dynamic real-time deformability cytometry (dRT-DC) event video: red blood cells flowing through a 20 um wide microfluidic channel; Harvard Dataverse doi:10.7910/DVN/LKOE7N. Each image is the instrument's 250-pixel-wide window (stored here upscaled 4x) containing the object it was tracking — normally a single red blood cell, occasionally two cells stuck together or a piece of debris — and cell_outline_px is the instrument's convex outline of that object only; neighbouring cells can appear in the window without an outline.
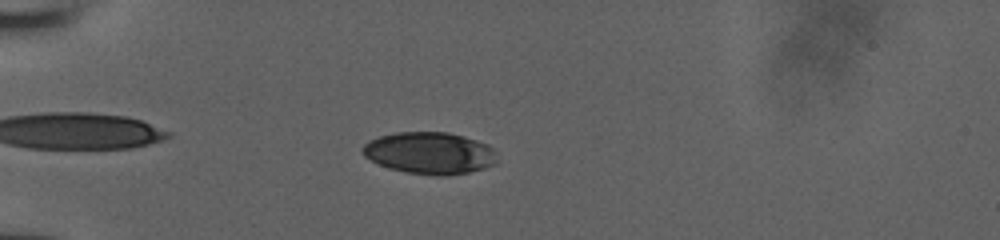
{"species": "human", "species_latin": "Homo sapiens", "temperature_condition": "room temperature", "stored_images_in_passage": 44, "camera_frame_rate_fps": 3000, "um_per_image_px": 0.085, "donor": {"sex": "male"}, "frame": {"image": 1, "passage_image": 8, "time_ms": 2.333, "image_size_px": [1000, 240], "cell_outline_px": [[496, 164], [484, 168], [468, 172], [444, 176], [436, 176], [404, 172], [388, 168], [364, 156], [360, 148], [368, 140], [380, 136], [396, 132], [448, 132], [464, 136], [488, 144], [492, 148], [496, 160]], "centroid_in_image_um": [36.5, 13.01], "position_along_channel_um": 48.5, "area_um2": 32.95}}
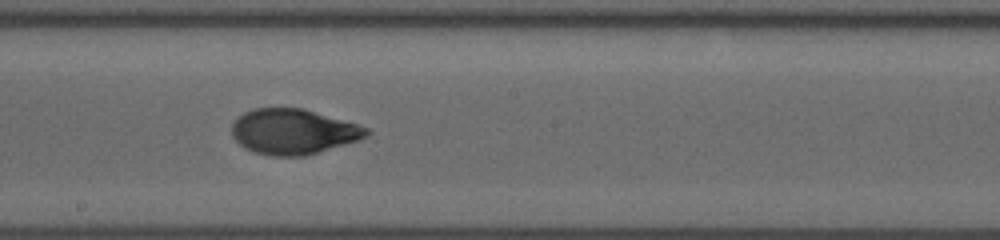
{"frame": {"image": 2, "passage_image": 23, "time_ms": 7.333, "image_size_px": [1000, 240], "cell_outline_px": [[372, 132], [368, 136], [344, 144], [304, 156], [272, 156], [256, 152], [244, 148], [232, 136], [232, 124], [244, 112], [252, 108], [300, 108], [356, 124], [368, 128]], "centroid_in_image_um": [24.9, 11.19], "position_along_channel_um": 223.3, "area_um2": 35.03}}
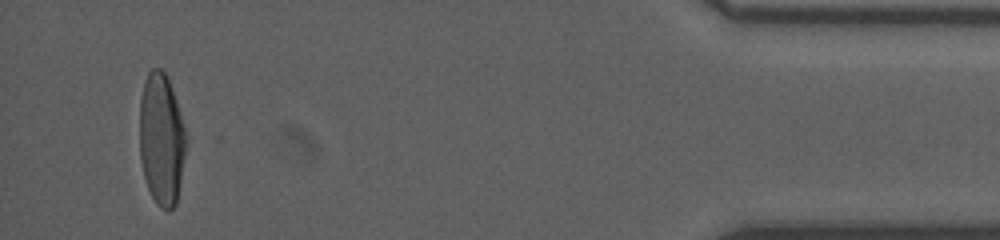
{"frame": {"image": 3, "passage_image": 42, "time_ms": 13.667, "image_size_px": [1000, 240], "cell_outline_px": [[188, 140], [176, 204], [168, 212], [160, 208], [156, 204], [148, 188], [144, 176], [140, 160], [140, 100], [144, 80], [148, 72], [152, 68], [160, 68], [168, 76], [188, 136]], "centroid_in_image_um": [13.74, 11.83], "position_along_channel_um": 421.5, "area_um2": 36.24}}